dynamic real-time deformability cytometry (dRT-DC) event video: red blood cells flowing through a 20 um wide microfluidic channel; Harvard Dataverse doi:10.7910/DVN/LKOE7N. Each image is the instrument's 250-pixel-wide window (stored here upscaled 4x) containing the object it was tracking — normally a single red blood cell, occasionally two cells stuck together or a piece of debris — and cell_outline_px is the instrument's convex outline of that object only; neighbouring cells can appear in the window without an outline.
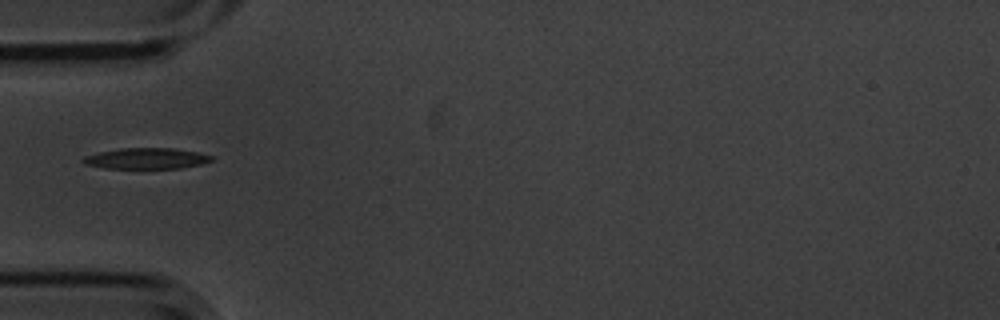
{"species": "common noctule bat (a hibernating species)", "species_latin": "Nyctalus noctula", "temperature_condition": "cold", "stored_images_in_passage": 1, "camera_frame_rate_fps": 3000, "um_per_image_px": 0.085, "animal": {"sex": "male", "body_mass_g": 20.1, "forearm_length_mm": 53.5}, "frame": {"image": 1, "passage_image": 1, "time_ms": 0.0, "image_size_px": [1000, 320], "cell_outline_px": [[212, 160], [200, 164], [180, 168], [104, 168], [84, 164], [80, 160], [84, 156], [100, 152], [120, 148], [172, 148], [196, 152], [212, 156]], "centroid_in_image_um": [12.38, 13.47], "position_along_channel_um": 72.6, "area_um2": 15.49}}